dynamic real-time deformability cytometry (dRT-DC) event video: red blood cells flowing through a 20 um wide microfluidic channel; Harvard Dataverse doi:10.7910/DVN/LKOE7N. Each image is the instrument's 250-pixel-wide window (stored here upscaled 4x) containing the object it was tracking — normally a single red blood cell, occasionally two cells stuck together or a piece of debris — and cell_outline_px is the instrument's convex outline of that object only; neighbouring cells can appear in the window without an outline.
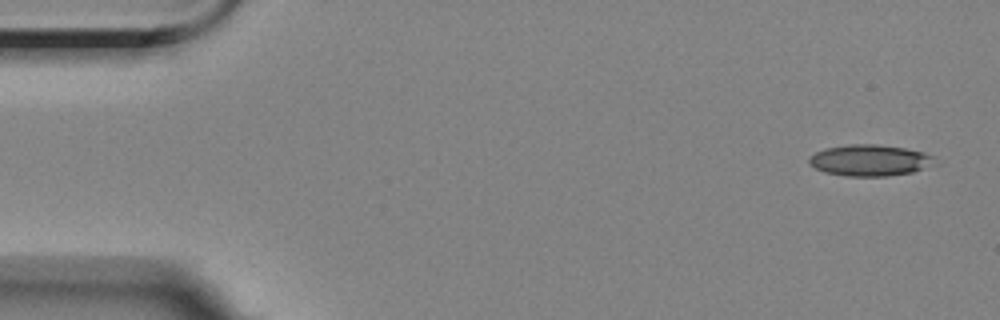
{"species": "Egyptian fruit bat (a non-hibernating species)", "species_latin": "Rousettus aegyptiacus", "temperature_condition": "room temperature", "stored_images_in_passage": 5, "camera_frame_rate_fps": 3000, "um_per_image_px": 0.085, "animal": {"sex": "female"}, "frame": {"image": 1, "passage_image": 1, "time_ms": 0.0, "image_size_px": [1000, 320], "cell_outline_px": [[940, 164], [912, 172], [888, 176], [848, 176], [824, 172], [808, 164], [808, 156], [824, 148], [848, 144], [876, 144], [904, 148], [924, 152], [936, 156]], "centroid_in_image_um": [73.99, 13.62], "position_along_channel_um": 11.0, "area_um2": 23.41}}
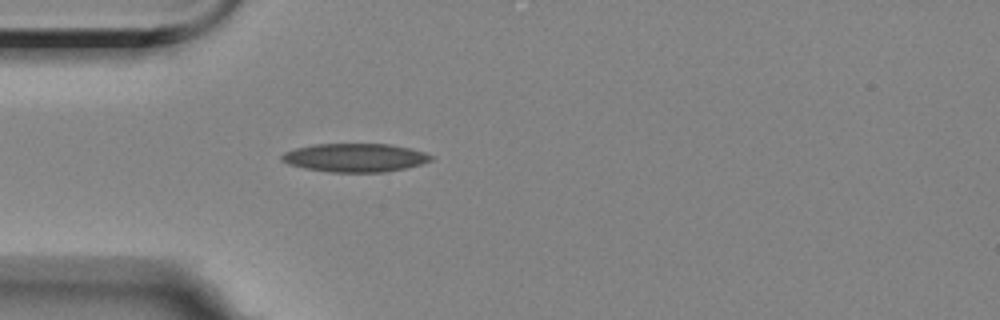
{"frame": {"image": 2, "passage_image": 5, "time_ms": 4.333, "image_size_px": [1000, 320], "cell_outline_px": [[436, 156], [432, 160], [420, 164], [404, 168], [384, 172], [328, 172], [304, 168], [288, 164], [280, 160], [280, 156], [284, 152], [296, 148], [312, 144], [392, 144], [424, 152]], "centroid_in_image_um": [30.16, 13.4], "position_along_channel_um": 54.8, "area_um2": 24.85}}